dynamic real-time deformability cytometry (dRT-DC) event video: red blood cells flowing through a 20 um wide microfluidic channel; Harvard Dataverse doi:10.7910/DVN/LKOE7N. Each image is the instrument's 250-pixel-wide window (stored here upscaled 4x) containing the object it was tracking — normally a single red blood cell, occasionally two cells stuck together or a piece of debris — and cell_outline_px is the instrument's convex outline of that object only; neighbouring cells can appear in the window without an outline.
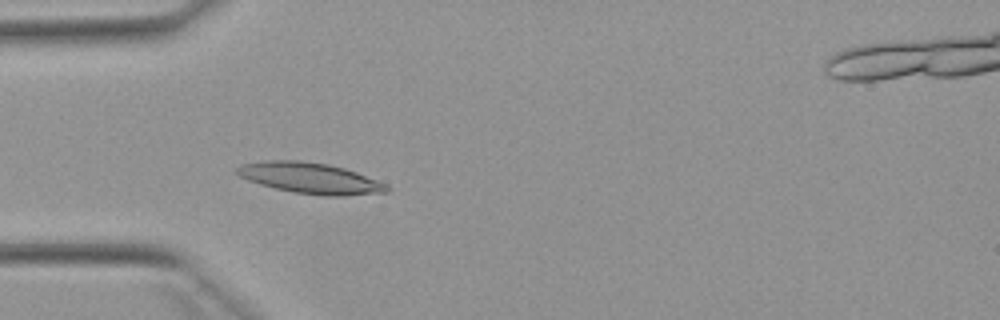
{"species": "Egyptian fruit bat (a non-hibernating species)", "species_latin": "Rousettus aegyptiacus", "temperature_condition": "warm", "stored_images_in_passage": 54, "camera_frame_rate_fps": 3000, "um_per_image_px": 0.085, "animal": {"sex": "female"}, "frame": {"image": 1, "passage_image": 16, "time_ms": 5.0, "image_size_px": [1000, 320], "cell_outline_px": [[388, 192], [344, 196], [324, 196], [292, 192], [260, 184], [248, 180], [232, 172], [240, 164], [264, 160], [300, 160], [328, 164], [344, 168], [356, 172], [388, 184]], "centroid_in_image_um": [26.34, 15.13], "position_along_channel_um": 58.7, "area_um2": 27.17}}
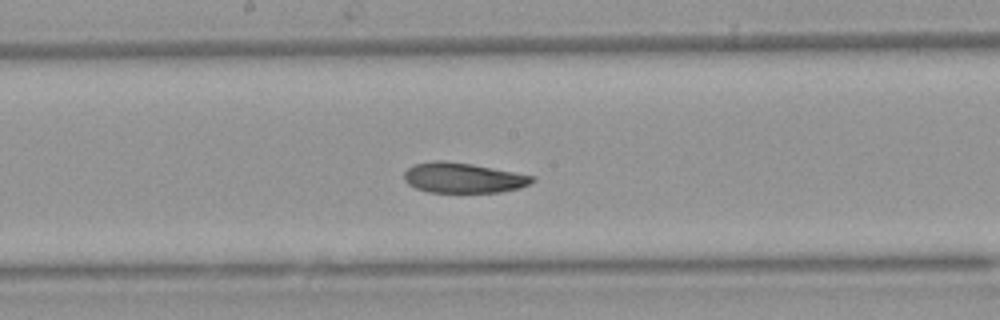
{"frame": {"image": 2, "passage_image": 28, "time_ms": 9.0, "image_size_px": [1000, 320], "cell_outline_px": [[536, 180], [520, 188], [500, 192], [428, 192], [416, 188], [408, 184], [404, 180], [404, 172], [412, 164], [432, 160], [444, 160], [472, 164], [536, 176]], "centroid_in_image_um": [39.35, 15.1], "position_along_channel_um": 208.8, "area_um2": 22.72}}
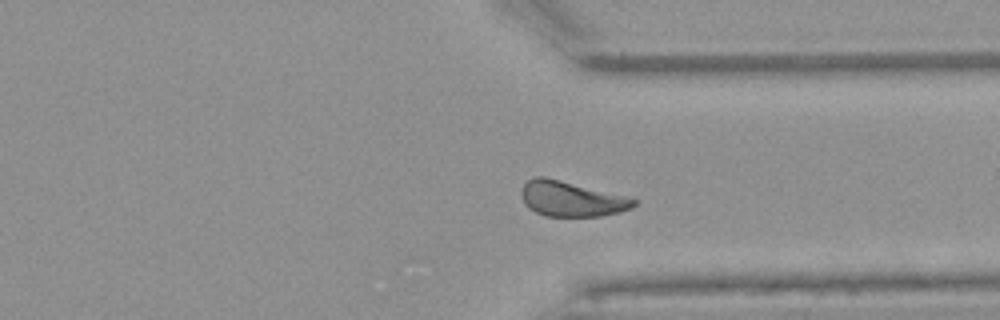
{"frame": {"image": 3, "passage_image": 40, "time_ms": 13.0, "image_size_px": [1000, 320], "cell_outline_px": [[636, 204], [632, 208], [620, 212], [600, 216], [544, 216], [528, 208], [524, 204], [520, 196], [520, 192], [524, 184], [528, 180], [536, 176], [544, 176], [624, 196], [636, 200]], "centroid_in_image_um": [48.51, 16.91], "position_along_channel_um": 362.9, "area_um2": 22.89}, "authors_computed_cell_mechanics": {"area_um2": 23.7269, "velocity_mm_per_s": 3.8396, "shape_relaxation_time_tau1_ms": 10.48, "shape_relaxation_time_tau2_ms": 3.5803, "deformation_change_tau1": 0.2123, "deformation_change_tau2": 0.0987}}